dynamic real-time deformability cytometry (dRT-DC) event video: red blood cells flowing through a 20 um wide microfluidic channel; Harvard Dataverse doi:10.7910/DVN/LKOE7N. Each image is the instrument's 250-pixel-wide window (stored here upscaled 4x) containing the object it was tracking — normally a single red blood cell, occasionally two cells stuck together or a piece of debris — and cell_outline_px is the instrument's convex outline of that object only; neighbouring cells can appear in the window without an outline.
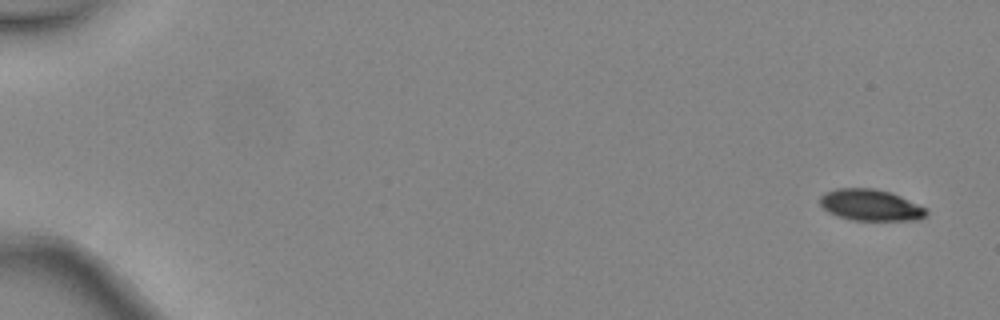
{"species": "common noctule bat (a hibernating species)", "species_latin": "Nyctalus noctula", "temperature_condition": "warm", "stored_images_in_passage": 5, "camera_frame_rate_fps": 3000, "um_per_image_px": 0.085, "animal": {"sex": "female", "body_mass_g": 24.6, "forearm_length_mm": 56.2}, "frame": {"image": 1, "passage_image": 1, "time_ms": 0.0, "image_size_px": [1000, 320], "cell_outline_px": [[928, 212], [920, 220], [852, 220], [828, 212], [820, 204], [820, 196], [824, 192], [836, 188], [872, 188], [888, 192], [900, 196], [928, 208]], "centroid_in_image_um": [74.0, 17.43], "position_along_channel_um": 11.0, "area_um2": 19.42}}
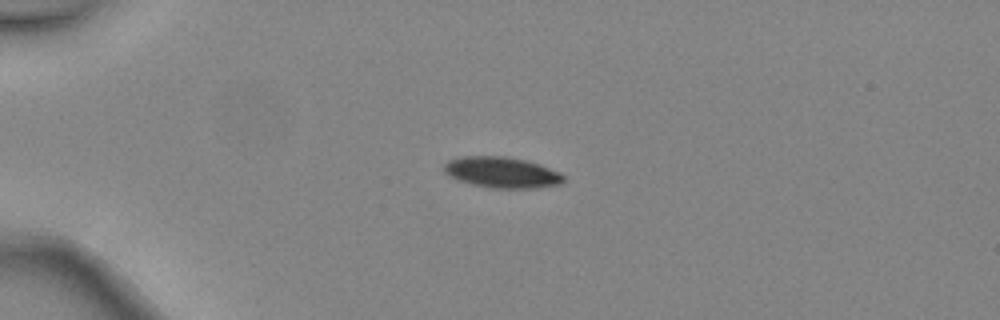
{"frame": {"image": 2, "passage_image": 4, "time_ms": 1.0, "image_size_px": [1000, 320], "cell_outline_px": [[564, 180], [560, 184], [536, 188], [492, 188], [472, 184], [456, 180], [448, 176], [444, 172], [444, 164], [448, 160], [460, 156], [504, 156], [528, 160], [540, 164], [560, 172], [564, 176]], "centroid_in_image_um": [42.64, 14.65], "position_along_channel_um": 42.4, "area_um2": 21.79}}